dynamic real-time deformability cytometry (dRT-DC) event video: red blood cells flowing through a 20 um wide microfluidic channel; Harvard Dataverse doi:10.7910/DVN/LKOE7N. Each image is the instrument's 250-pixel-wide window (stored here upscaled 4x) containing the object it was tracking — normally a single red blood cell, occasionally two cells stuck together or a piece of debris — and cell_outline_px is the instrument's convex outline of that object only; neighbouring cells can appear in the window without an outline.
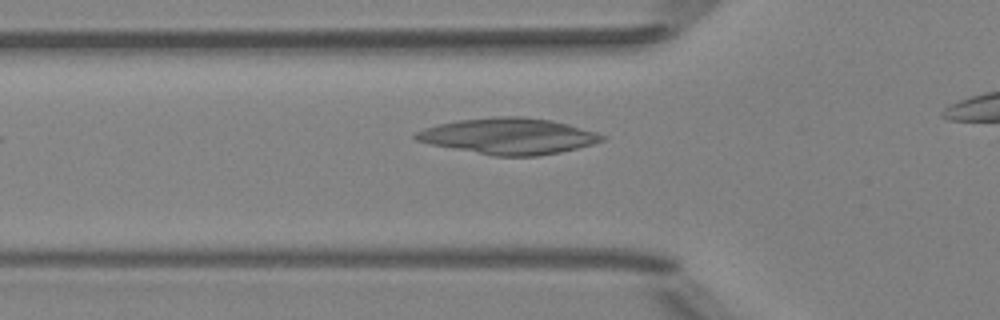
{"species": "Egyptian fruit bat (a non-hibernating species)", "species_latin": "Rousettus aegyptiacus", "temperature_condition": "room temperature", "stored_images_in_passage": 17, "camera_frame_rate_fps": 3000, "um_per_image_px": 0.085, "animal": {"sex": "female"}, "frame": {"image": 1, "passage_image": 3, "time_ms": 0.667, "image_size_px": [1000, 320], "cell_outline_px": [[604, 140], [592, 144], [560, 152], [536, 156], [492, 156], [432, 144], [416, 140], [412, 136], [416, 132], [424, 128], [440, 124], [460, 120], [496, 116], [524, 116], [552, 120], [568, 124], [596, 132], [604, 136]], "centroid_in_image_um": [43.23, 11.57], "position_along_channel_um": 82.6, "area_um2": 38.9}}
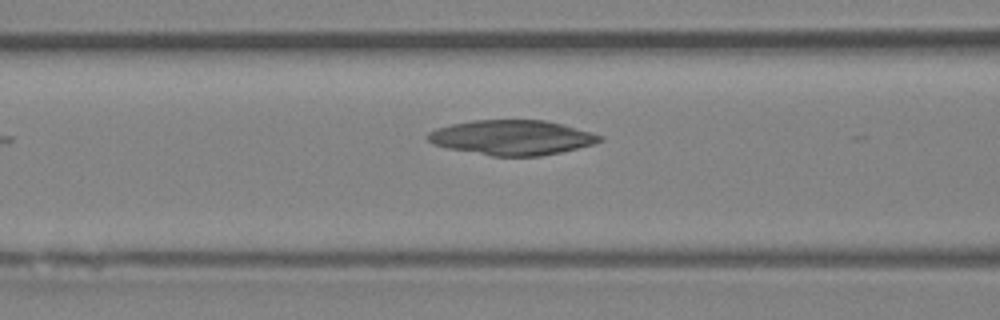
{"frame": {"image": 2, "passage_image": 6, "time_ms": 1.667, "image_size_px": [1000, 320], "cell_outline_px": [[604, 140], [592, 144], [560, 152], [540, 156], [492, 156], [448, 148], [432, 144], [428, 140], [428, 132], [436, 128], [452, 124], [472, 120], [544, 120], [564, 124], [604, 136]], "centroid_in_image_um": [43.52, 11.68], "position_along_channel_um": 123.1, "area_um2": 34.85}}
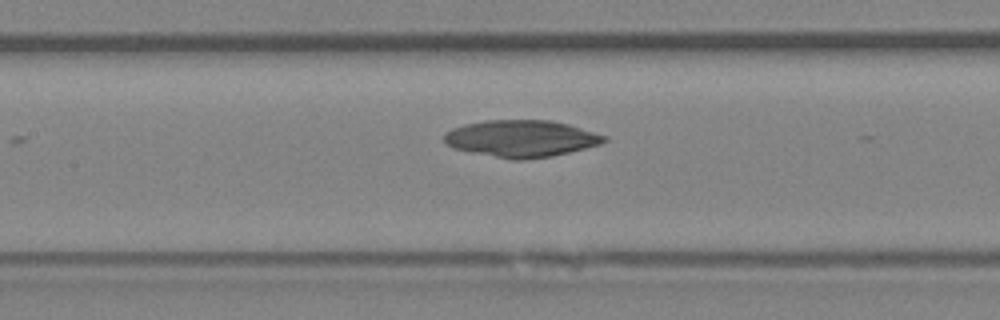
{"frame": {"image": 3, "passage_image": 9, "time_ms": 2.667, "image_size_px": [1000, 320], "cell_outline_px": [[608, 140], [600, 144], [552, 156], [524, 160], [512, 160], [452, 148], [444, 140], [444, 132], [452, 128], [464, 124], [484, 120], [552, 120], [568, 124], [608, 136]], "centroid_in_image_um": [44.3, 11.77], "position_along_channel_um": 163.1, "area_um2": 34.45}}